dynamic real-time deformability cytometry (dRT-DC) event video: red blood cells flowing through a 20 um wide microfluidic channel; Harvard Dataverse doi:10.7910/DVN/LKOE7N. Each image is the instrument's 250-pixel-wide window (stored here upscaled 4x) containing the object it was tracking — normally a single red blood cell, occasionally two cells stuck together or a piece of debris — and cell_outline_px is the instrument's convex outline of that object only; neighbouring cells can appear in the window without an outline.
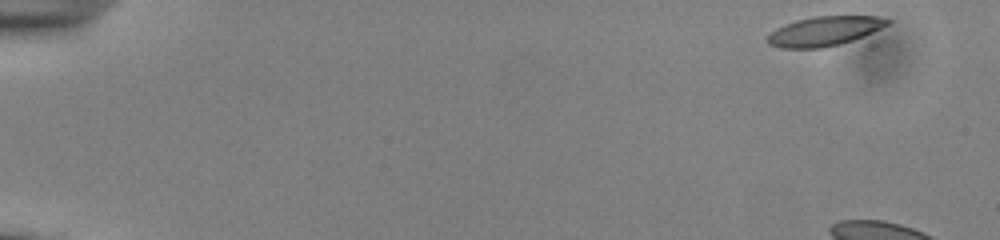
{"species": "common noctule bat (a hibernating species)", "species_latin": "Nyctalus noctula", "temperature_condition": "cold", "stored_images_in_passage": 9, "camera_frame_rate_fps": 3000, "um_per_image_px": 0.085, "animal": {"sex": "male", "body_mass_g": 13.0, "forearm_length_mm": 53.1}, "frame": {"image": 1, "passage_image": 1, "time_ms": 0.0, "image_size_px": [1000, 240], "cell_outline_px": [[892, 20], [888, 24], [872, 32], [852, 40], [840, 44], [820, 48], [780, 48], [768, 44], [768, 36], [776, 28], [784, 24], [796, 20], [812, 16], [880, 16]], "centroid_in_image_um": [70.06, 2.64], "position_along_channel_um": 14.9, "area_um2": 20.46}}